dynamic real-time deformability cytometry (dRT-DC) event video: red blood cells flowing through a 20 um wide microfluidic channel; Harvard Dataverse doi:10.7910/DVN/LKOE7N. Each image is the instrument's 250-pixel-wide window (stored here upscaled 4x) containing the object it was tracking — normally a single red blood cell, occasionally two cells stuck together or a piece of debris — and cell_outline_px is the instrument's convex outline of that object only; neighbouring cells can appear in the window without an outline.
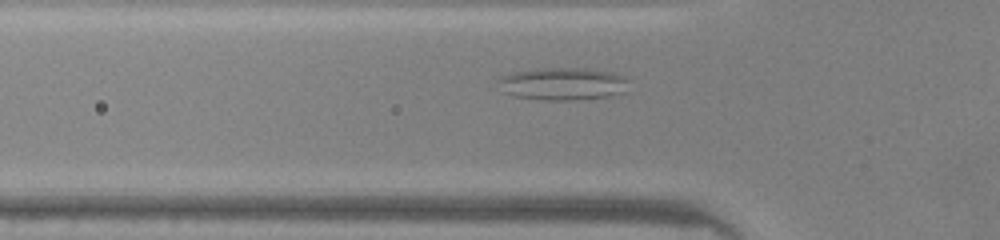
{"species": "common noctule bat (a hibernating species)", "species_latin": "Nyctalus noctula", "temperature_condition": "warm", "stored_images_in_passage": 30, "camera_frame_rate_fps": 3000, "um_per_image_px": 0.085, "animal": {"sex": "male", "body_mass_g": 20.0, "forearm_length_mm": 53.3}, "frame": {"image": 1, "passage_image": 3, "time_ms": 0.667, "image_size_px": [1000, 240], "cell_outline_px": [[624, 80], [620, 92], [608, 96], [568, 100], [540, 100], [516, 96], [504, 92], [496, 80], [500, 76], [516, 72], [540, 68], [584, 68], [612, 72], [624, 76]], "centroid_in_image_um": [47.72, 7.11], "position_along_channel_um": 78.1, "area_um2": 24.16}}
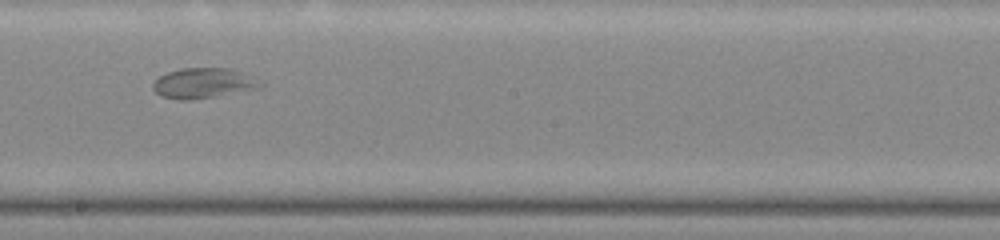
{"frame": {"image": 2, "passage_image": 14, "time_ms": 4.333, "image_size_px": [1000, 240], "cell_outline_px": [[252, 84], [208, 96], [188, 100], [180, 100], [160, 96], [152, 88], [152, 84], [160, 76], [168, 72], [180, 68], [228, 68], [240, 72]], "centroid_in_image_um": [16.84, 7.03], "position_along_channel_um": 231.4, "area_um2": 16.65}}
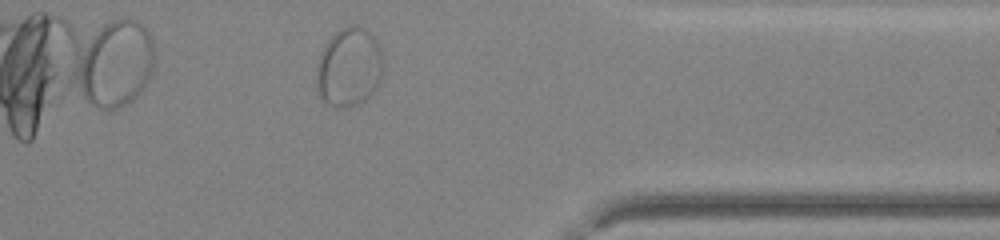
{"frame": {"image": 3, "passage_image": 26, "time_ms": 8.333, "image_size_px": [1000, 240], "cell_outline_px": [[380, 76], [372, 92], [364, 100], [352, 104], [328, 104], [320, 96], [316, 88], [316, 72], [320, 56], [324, 44], [340, 28], [352, 24], [364, 28], [376, 40], [380, 48]], "centroid_in_image_um": [29.61, 5.65], "position_along_channel_um": 381.8, "area_um2": 29.54}}